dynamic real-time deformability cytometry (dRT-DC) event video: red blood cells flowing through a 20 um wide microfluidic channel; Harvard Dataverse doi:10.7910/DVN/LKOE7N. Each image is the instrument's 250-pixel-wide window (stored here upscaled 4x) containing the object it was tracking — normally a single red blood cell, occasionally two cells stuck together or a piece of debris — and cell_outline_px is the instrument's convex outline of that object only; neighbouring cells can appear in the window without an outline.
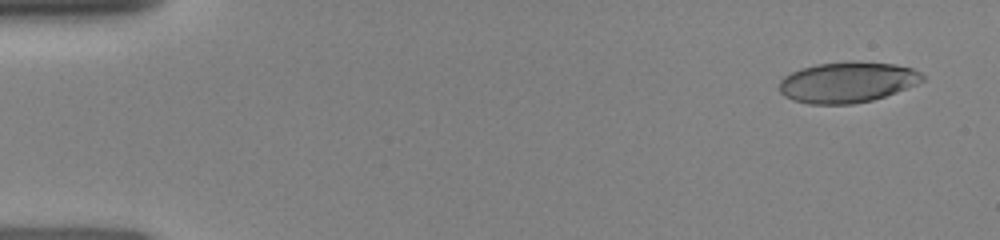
{"species": "human", "species_latin": "Homo sapiens", "temperature_condition": "room temperature", "stored_images_in_passage": 19, "camera_frame_rate_fps": 3000, "um_per_image_px": 0.085, "donor": {"sex": "female"}, "frame": {"image": 1, "passage_image": 1, "time_ms": 0.0, "image_size_px": [1000, 240], "cell_outline_px": [[924, 80], [916, 84], [896, 92], [872, 100], [852, 104], [808, 104], [792, 100], [784, 96], [780, 92], [780, 80], [784, 76], [800, 68], [816, 64], [896, 64], [912, 68], [920, 72], [924, 76]], "centroid_in_image_um": [71.99, 7.03], "position_along_channel_um": 13.0, "area_um2": 33.06}}
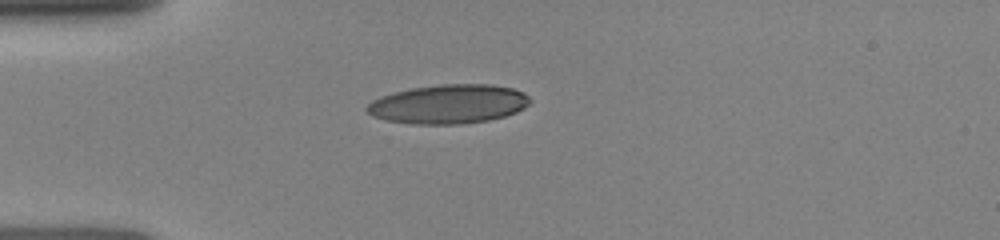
{"frame": {"image": 2, "passage_image": 16, "time_ms": 3.333, "image_size_px": [1000, 240], "cell_outline_px": [[532, 100], [524, 108], [516, 112], [504, 116], [488, 120], [464, 124], [412, 124], [388, 120], [372, 116], [364, 108], [372, 100], [380, 96], [392, 92], [412, 88], [440, 84], [488, 84], [512, 88], [524, 92]], "centroid_in_image_um": [38.12, 8.84], "position_along_channel_um": 46.9, "area_um2": 37.28}}